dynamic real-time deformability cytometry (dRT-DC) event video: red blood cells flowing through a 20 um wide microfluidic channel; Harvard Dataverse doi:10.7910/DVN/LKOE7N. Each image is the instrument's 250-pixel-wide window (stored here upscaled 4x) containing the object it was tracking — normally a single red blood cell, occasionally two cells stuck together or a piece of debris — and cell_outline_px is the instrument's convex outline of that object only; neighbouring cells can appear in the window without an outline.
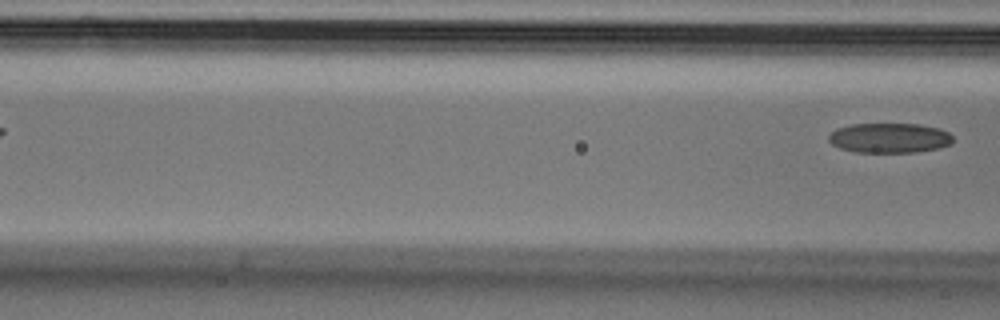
{"species": "Egyptian fruit bat (a non-hibernating species)", "species_latin": "Rousettus aegyptiacus", "temperature_condition": "cold", "stored_images_in_passage": 6, "camera_frame_rate_fps": 3000, "um_per_image_px": 0.085, "animal": {"sex": "male"}, "frame": {"image": 1, "passage_image": 6, "time_ms": 1.667, "image_size_px": [1000, 320], "cell_outline_px": [[952, 144], [940, 148], [916, 152], [856, 152], [840, 148], [832, 144], [828, 140], [828, 136], [836, 128], [852, 124], [920, 124], [940, 128], [948, 132], [952, 136]], "centroid_in_image_um": [75.62, 11.72], "position_along_channel_um": 91.0, "area_um2": 21.73}}